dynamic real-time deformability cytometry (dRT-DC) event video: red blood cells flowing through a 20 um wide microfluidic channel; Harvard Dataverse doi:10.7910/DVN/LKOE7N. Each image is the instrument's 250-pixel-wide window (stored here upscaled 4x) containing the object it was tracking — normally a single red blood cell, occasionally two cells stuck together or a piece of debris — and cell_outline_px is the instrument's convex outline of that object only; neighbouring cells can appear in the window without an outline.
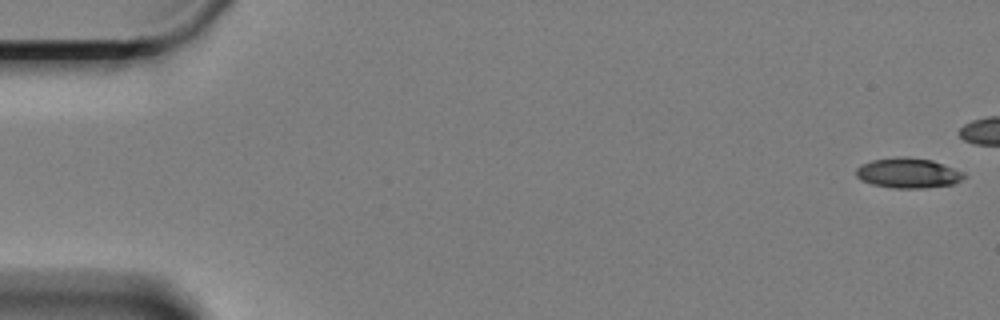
{"species": "Egyptian fruit bat (a non-hibernating species)", "species_latin": "Rousettus aegyptiacus", "temperature_condition": "cold", "stored_images_in_passage": 49, "camera_frame_rate_fps": 3000, "um_per_image_px": 0.085, "animal": {"sex": "female"}, "frame": {"image": 1, "passage_image": 1, "time_ms": 0.0, "image_size_px": [1000, 320], "cell_outline_px": [[964, 176], [960, 180], [952, 184], [924, 188], [892, 188], [872, 184], [860, 180], [856, 176], [856, 168], [860, 164], [872, 160], [896, 156], [908, 156], [932, 160], [964, 172]], "centroid_in_image_um": [77.13, 14.69], "position_along_channel_um": 7.9, "area_um2": 19.02}}
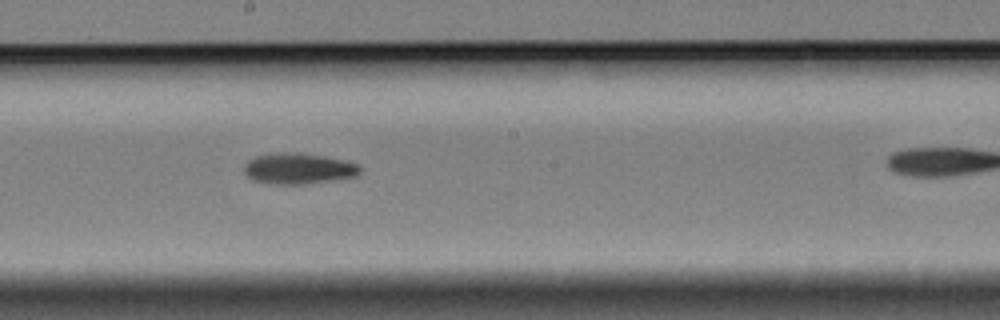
{"frame": {"image": 2, "passage_image": 33, "time_ms": 10.667, "image_size_px": [1000, 320], "cell_outline_px": [[360, 172], [356, 176], [304, 184], [268, 184], [252, 180], [244, 176], [244, 164], [248, 160], [256, 156], [280, 152], [320, 156], [344, 160], [356, 164], [360, 168]], "centroid_in_image_um": [25.28, 14.35], "position_along_channel_um": 222.9, "area_um2": 20.58}}
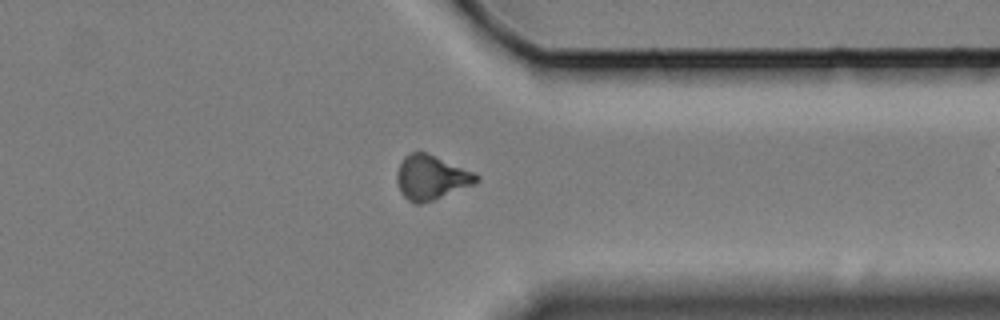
{"frame": {"image": 3, "passage_image": 47, "time_ms": 15.333, "image_size_px": [1000, 320], "cell_outline_px": [[480, 180], [472, 184], [432, 200], [420, 204], [416, 204], [408, 200], [400, 192], [396, 180], [396, 172], [404, 156], [412, 152], [424, 152], [476, 172], [480, 176]], "centroid_in_image_um": [36.63, 15.08], "position_along_channel_um": 374.8, "area_um2": 20.35}}